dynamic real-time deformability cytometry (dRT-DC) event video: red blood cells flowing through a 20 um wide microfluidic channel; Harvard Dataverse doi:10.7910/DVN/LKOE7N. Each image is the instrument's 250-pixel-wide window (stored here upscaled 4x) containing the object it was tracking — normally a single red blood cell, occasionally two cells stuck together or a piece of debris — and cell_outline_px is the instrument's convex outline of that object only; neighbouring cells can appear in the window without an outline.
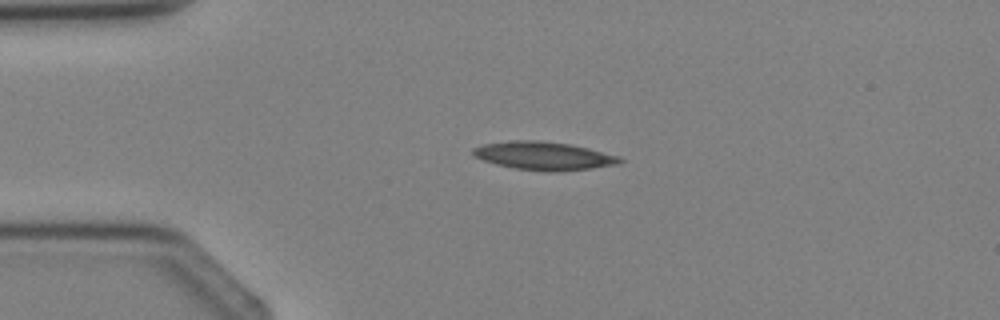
{"species": "Egyptian fruit bat (a non-hibernating species)", "species_latin": "Rousettus aegyptiacus", "temperature_condition": "cold", "stored_images_in_passage": 2, "camera_frame_rate_fps": 3000, "um_per_image_px": 0.085, "animal": {"sex": "female"}, "frame": {"image": 1, "passage_image": 2, "time_ms": 2.0, "image_size_px": [1000, 320], "cell_outline_px": [[624, 160], [620, 164], [592, 168], [552, 172], [516, 168], [496, 164], [472, 156], [472, 148], [484, 144], [512, 140], [540, 140], [572, 144], [620, 156]], "centroid_in_image_um": [46.24, 13.23], "position_along_channel_um": 38.8, "area_um2": 24.22}}